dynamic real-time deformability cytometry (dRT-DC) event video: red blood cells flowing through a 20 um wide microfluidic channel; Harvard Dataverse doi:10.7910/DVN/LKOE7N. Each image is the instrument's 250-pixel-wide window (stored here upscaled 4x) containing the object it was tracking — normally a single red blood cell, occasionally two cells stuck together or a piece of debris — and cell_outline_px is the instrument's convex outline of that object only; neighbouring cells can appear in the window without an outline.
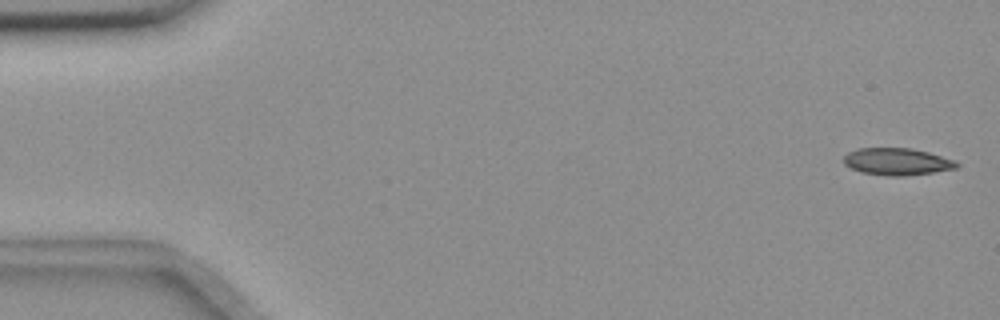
{"species": "common noctule bat (a hibernating species)", "species_latin": "Nyctalus noctula", "temperature_condition": "room temperature", "stored_images_in_passage": 6, "camera_frame_rate_fps": 3000, "um_per_image_px": 0.085, "animal": {"sex": "female", "body_mass_g": 18.4}, "frame": {"image": 1, "passage_image": 1, "time_ms": 0.0, "image_size_px": [1000, 320], "cell_outline_px": [[960, 164], [956, 168], [932, 172], [904, 176], [888, 176], [864, 172], [852, 168], [844, 164], [844, 156], [848, 152], [856, 148], [912, 148], [928, 152], [956, 160]], "centroid_in_image_um": [76.26, 13.72], "position_along_channel_um": 8.7, "area_um2": 17.74}}